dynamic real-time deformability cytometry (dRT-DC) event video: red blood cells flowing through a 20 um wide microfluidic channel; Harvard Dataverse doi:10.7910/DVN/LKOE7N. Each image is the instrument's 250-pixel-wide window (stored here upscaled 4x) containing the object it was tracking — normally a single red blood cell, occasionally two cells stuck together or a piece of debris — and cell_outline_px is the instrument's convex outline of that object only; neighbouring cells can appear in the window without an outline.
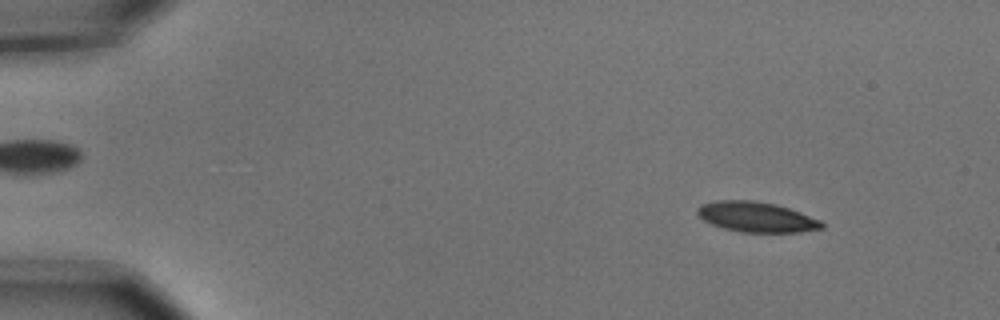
{"species": "common noctule bat (a hibernating species)", "species_latin": "Nyctalus noctula", "temperature_condition": "cold", "stored_images_in_passage": 7, "camera_frame_rate_fps": 3000, "um_per_image_px": 0.085, "animal": {"sex": "male", "body_mass_g": 15.6}, "frame": {"image": 1, "passage_image": 2, "time_ms": 0.333, "image_size_px": [1000, 320], "cell_outline_px": [[824, 228], [800, 232], [740, 232], [724, 228], [712, 224], [704, 220], [696, 212], [696, 208], [700, 204], [716, 200], [752, 200], [776, 204], [800, 212], [820, 220], [824, 224]], "centroid_in_image_um": [64.28, 18.44], "position_along_channel_um": 20.7, "area_um2": 21.91}}
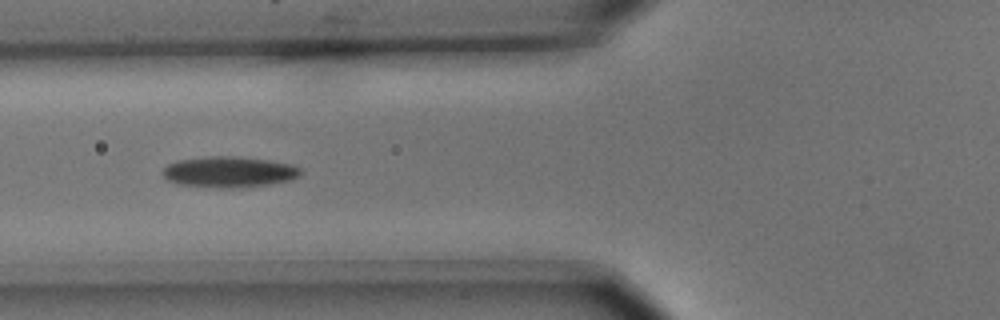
{"frame": {"image": 2, "passage_image": 6, "time_ms": 1.667, "image_size_px": [1000, 320], "cell_outline_px": [[300, 176], [292, 180], [268, 184], [240, 188], [212, 188], [180, 184], [168, 180], [160, 172], [168, 164], [176, 160], [208, 156], [232, 156], [268, 160], [292, 164], [300, 168]], "centroid_in_image_um": [19.45, 14.62], "position_along_channel_um": 106.3, "area_um2": 25.03}}
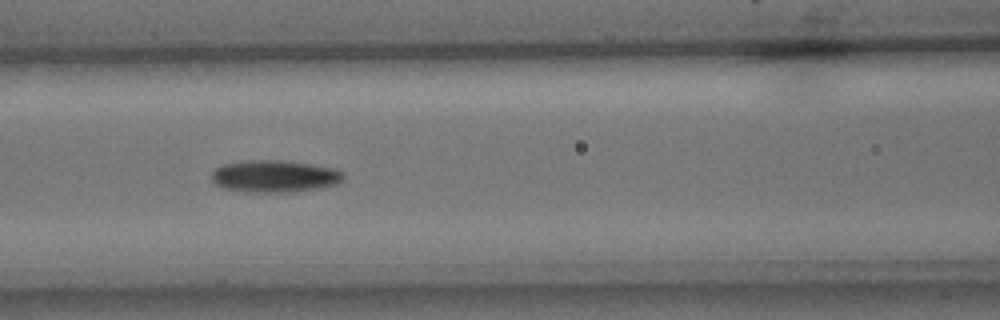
{"frame": {"image": 3, "passage_image": 7, "time_ms": 2.0, "image_size_px": [1000, 320], "cell_outline_px": [[344, 180], [336, 184], [320, 188], [292, 192], [244, 192], [220, 188], [212, 180], [212, 172], [216, 168], [224, 164], [248, 160], [280, 160], [336, 168], [344, 172]], "centroid_in_image_um": [23.35, 14.99], "position_along_channel_um": 143.3, "area_um2": 24.85}}